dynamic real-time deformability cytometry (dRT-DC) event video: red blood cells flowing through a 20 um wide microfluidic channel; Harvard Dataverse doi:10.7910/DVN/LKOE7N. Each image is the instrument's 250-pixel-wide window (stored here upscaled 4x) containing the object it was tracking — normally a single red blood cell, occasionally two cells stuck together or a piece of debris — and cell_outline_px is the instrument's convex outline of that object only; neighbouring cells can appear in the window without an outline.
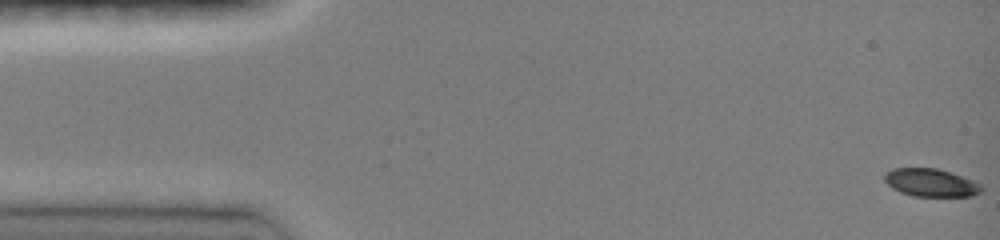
{"species": "common noctule bat (a hibernating species)", "species_latin": "Nyctalus noctula", "temperature_condition": "room temperature", "stored_images_in_passage": 48, "camera_frame_rate_fps": 3000, "um_per_image_px": 0.085, "animal": {"sex": "female", "body_mass_g": 19.0, "forearm_length_mm": 51.5}, "frame": {"image": 1, "passage_image": 1, "time_ms": 0.0, "image_size_px": [1000, 240], "cell_outline_px": [[984, 188], [980, 192], [972, 196], [912, 196], [900, 192], [892, 188], [884, 180], [884, 176], [892, 168], [936, 168], [952, 172], [972, 180], [980, 184]], "centroid_in_image_um": [79.13, 15.53], "position_along_channel_um": 5.9, "area_um2": 15.78}}
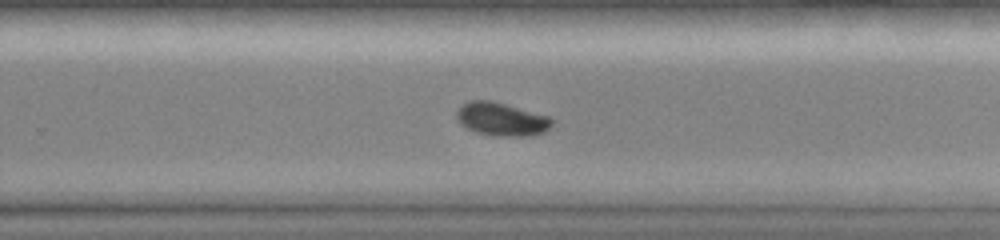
{"frame": {"image": 2, "passage_image": 31, "time_ms": 10.0, "image_size_px": [1000, 240], "cell_outline_px": [[552, 124], [544, 132], [532, 136], [496, 136], [476, 132], [460, 124], [456, 120], [456, 112], [460, 104], [468, 100], [488, 100], [504, 104], [548, 116], [552, 120]], "centroid_in_image_um": [42.57, 10.13], "position_along_channel_um": 287.2, "area_um2": 18.44}}
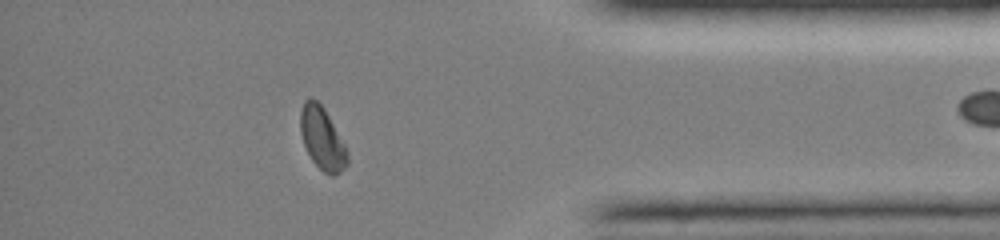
{"frame": {"image": 3, "passage_image": 41, "time_ms": 13.333, "image_size_px": [1000, 240], "cell_outline_px": [[348, 164], [340, 172], [332, 176], [324, 172], [312, 160], [304, 144], [300, 132], [300, 112], [304, 100], [308, 96], [312, 96], [324, 108], [344, 144], [348, 156]], "centroid_in_image_um": [27.36, 11.74], "position_along_channel_um": 407.8, "area_um2": 16.94}, "authors_computed_cell_mechanics": {"area_um2": 17.629, "velocity_mm_per_s": 4.1088, "shape_relaxation_time_tau1_ms": 3.2204, "shape_relaxation_time_tau2_ms": null, "deformation_change_tau1": 0.1415, "deformation_change_tau2": null}}